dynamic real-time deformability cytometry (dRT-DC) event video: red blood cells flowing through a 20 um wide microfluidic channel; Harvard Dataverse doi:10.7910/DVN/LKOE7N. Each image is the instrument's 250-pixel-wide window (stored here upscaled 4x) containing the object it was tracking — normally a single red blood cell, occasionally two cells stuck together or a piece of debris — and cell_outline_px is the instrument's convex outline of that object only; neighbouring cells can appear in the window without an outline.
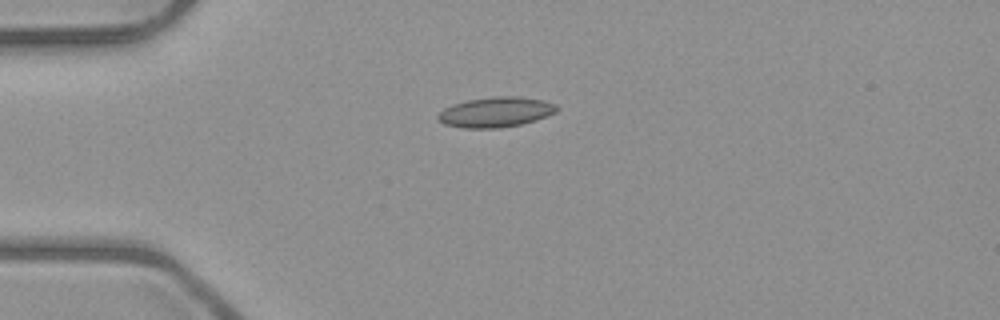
{"species": "common noctule bat (a hibernating species)", "species_latin": "Nyctalus noctula", "temperature_condition": "room temperature", "stored_images_in_passage": 4, "camera_frame_rate_fps": 3000, "um_per_image_px": 0.085, "animal": {"sex": "male", "body_mass_g": 23.1, "forearm_length_mm": 52.7}, "frame": {"image": 1, "passage_image": 2, "time_ms": 1.0, "image_size_px": [1000, 320], "cell_outline_px": [[556, 112], [548, 116], [536, 120], [520, 124], [496, 128], [464, 128], [444, 124], [436, 116], [444, 108], [452, 104], [468, 100], [500, 96], [516, 96], [544, 100], [556, 104]], "centroid_in_image_um": [42.14, 9.53], "position_along_channel_um": 42.9, "area_um2": 20.69}}
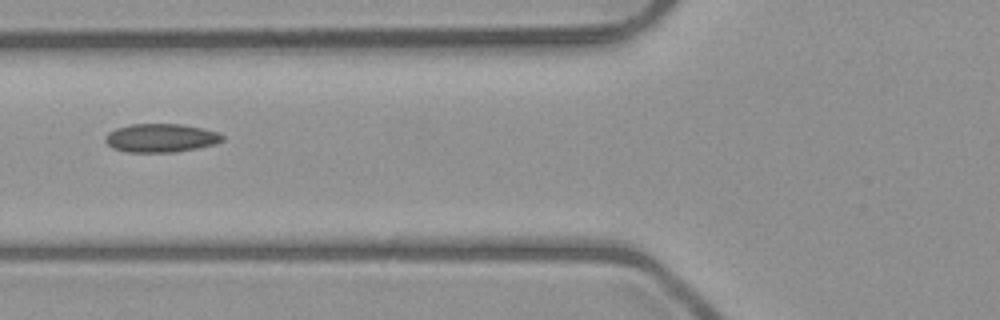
{"frame": {"image": 2, "passage_image": 4, "time_ms": 3.333, "image_size_px": [1000, 320], "cell_outline_px": [[224, 140], [216, 144], [176, 152], [128, 152], [112, 148], [104, 140], [104, 136], [108, 132], [116, 128], [132, 124], [180, 124], [200, 128], [216, 132], [224, 136]], "centroid_in_image_um": [13.64, 11.73], "position_along_channel_um": 112.2, "area_um2": 19.42}}